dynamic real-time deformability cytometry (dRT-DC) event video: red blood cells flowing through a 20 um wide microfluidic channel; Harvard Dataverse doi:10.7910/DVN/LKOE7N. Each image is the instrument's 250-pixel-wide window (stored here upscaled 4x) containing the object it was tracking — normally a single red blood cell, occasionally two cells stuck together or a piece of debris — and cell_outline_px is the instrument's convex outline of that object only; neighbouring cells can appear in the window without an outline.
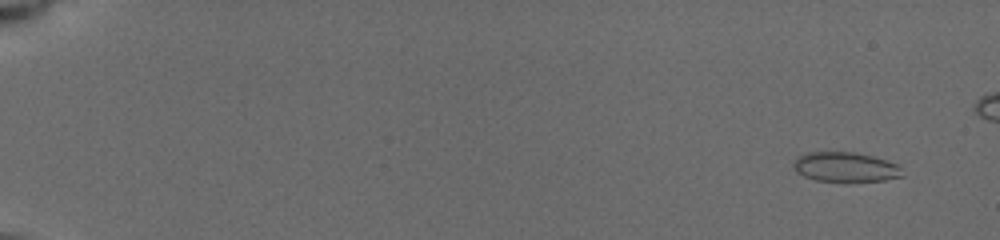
{"species": "common noctule bat (a hibernating species)", "species_latin": "Nyctalus noctula", "temperature_condition": "cold", "stored_images_in_passage": 37, "camera_frame_rate_fps": 3000, "um_per_image_px": 0.085, "animal": {"sex": "female", "body_mass_g": 19.5, "forearm_length_mm": 54.1}, "frame": {"image": 1, "passage_image": 1, "time_ms": 0.0, "image_size_px": [1000, 240], "cell_outline_px": [[904, 176], [884, 180], [816, 180], [804, 176], [796, 172], [792, 164], [800, 156], [808, 152], [856, 152], [872, 156], [896, 164], [900, 168]], "centroid_in_image_um": [71.84, 14.18], "position_along_channel_um": 13.2, "area_um2": 18.32}}
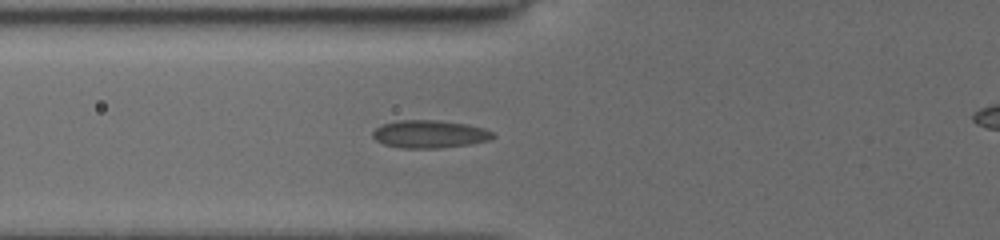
{"frame": {"image": 2, "passage_image": 36, "time_ms": 6.333, "image_size_px": [1000, 240], "cell_outline_px": [[496, 136], [488, 140], [468, 144], [440, 148], [404, 148], [384, 144], [376, 140], [372, 136], [372, 132], [380, 124], [400, 120], [436, 120], [464, 124], [484, 128], [492, 132]], "centroid_in_image_um": [36.48, 11.39], "position_along_channel_um": 89.3, "area_um2": 19.31}}